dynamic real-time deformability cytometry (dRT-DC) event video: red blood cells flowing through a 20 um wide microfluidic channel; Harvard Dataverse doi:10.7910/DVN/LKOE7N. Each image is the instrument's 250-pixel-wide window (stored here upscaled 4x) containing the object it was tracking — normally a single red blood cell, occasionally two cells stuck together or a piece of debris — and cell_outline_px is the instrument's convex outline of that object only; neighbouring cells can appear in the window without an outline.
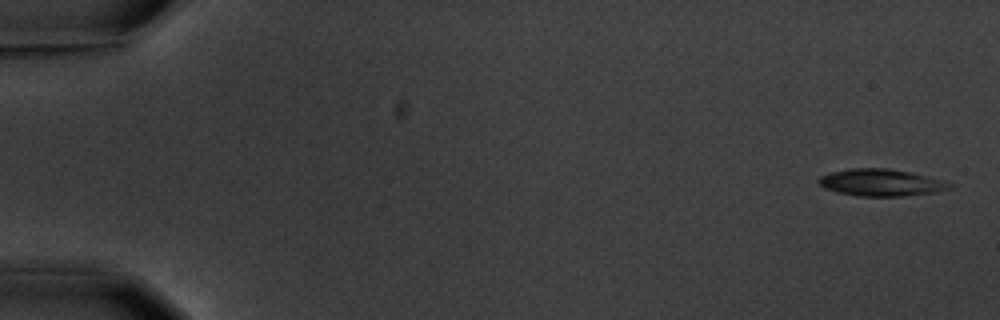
{"species": "common noctule bat (a hibernating species)", "species_latin": "Nyctalus noctula", "temperature_condition": "warm", "stored_images_in_passage": 15, "camera_frame_rate_fps": 3000, "um_per_image_px": 0.085, "animal": {"sex": "male", "body_mass_g": 20.1, "forearm_length_mm": 53.5}, "frame": {"image": 1, "passage_image": 1, "time_ms": 0.0, "image_size_px": [1000, 320], "cell_outline_px": [[952, 188], [936, 192], [904, 196], [856, 196], [836, 192], [824, 188], [816, 180], [820, 176], [832, 172], [852, 168], [888, 168], [908, 172], [944, 180], [952, 184]], "centroid_in_image_um": [74.88, 15.52], "position_along_channel_um": 10.1, "area_um2": 20.58}}
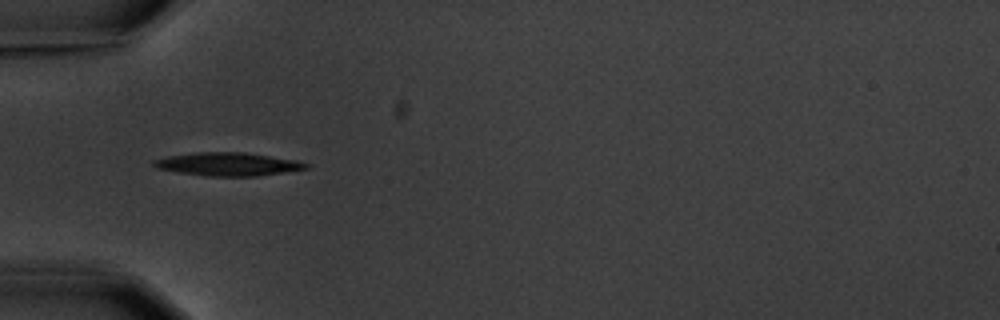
{"frame": {"image": 2, "passage_image": 5, "time_ms": 5.667, "image_size_px": [1000, 320], "cell_outline_px": [[308, 168], [256, 176], [204, 176], [156, 168], [152, 164], [152, 160], [168, 156], [196, 152], [244, 152], [296, 160], [308, 164]], "centroid_in_image_um": [19.32, 13.95], "position_along_channel_um": 65.7, "area_um2": 20.4}}
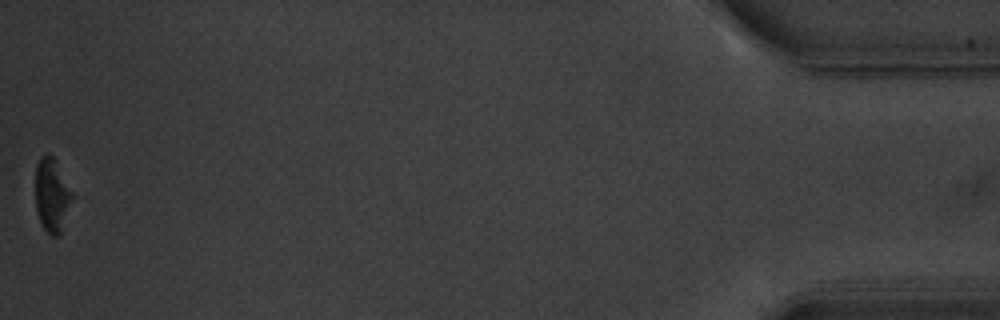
{"frame": {"image": 3, "passage_image": 15, "time_ms": 18.333, "image_size_px": [1000, 320], "cell_outline_px": [[72, 196], [60, 236], [52, 236], [40, 224], [36, 208], [36, 164], [40, 156], [48, 152], [52, 156], [72, 192]], "centroid_in_image_um": [4.38, 16.59], "position_along_channel_um": 430.8, "area_um2": 15.43}, "authors_computed_cell_mechanics": {"area_um2": 20.0566, "velocity_mm_per_s": 3.585, "shape_relaxation_time_tau1_ms": 2.7865, "shape_relaxation_time_tau2_ms": null, "deformation_change_tau1": 0.0975, "deformation_change_tau2": null}}